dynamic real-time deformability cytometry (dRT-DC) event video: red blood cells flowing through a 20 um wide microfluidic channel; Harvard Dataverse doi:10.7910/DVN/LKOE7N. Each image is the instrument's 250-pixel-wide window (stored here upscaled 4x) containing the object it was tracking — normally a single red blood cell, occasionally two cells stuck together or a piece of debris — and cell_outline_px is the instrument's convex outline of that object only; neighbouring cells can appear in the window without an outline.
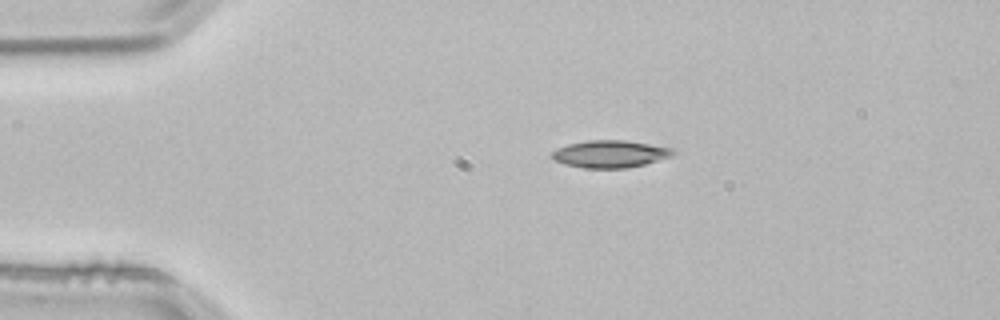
{"species": "common noctule bat (a hibernating species)", "species_latin": "Nyctalus noctula", "temperature_condition": "room temperature", "stored_images_in_passage": 3, "camera_frame_rate_fps": 3000, "um_per_image_px": 0.085, "animal": {"sex": "male", "body_mass_g": 21.5, "forearm_length_mm": 52.0}, "frame": {"image": 1, "passage_image": 2, "time_ms": 0.333, "image_size_px": [1000, 320], "cell_outline_px": [[676, 152], [672, 156], [644, 164], [628, 168], [584, 168], [564, 164], [552, 160], [552, 152], [556, 148], [568, 144], [588, 140], [624, 140], [672, 148]], "centroid_in_image_um": [51.83, 13.09], "position_along_channel_um": 33.2, "area_um2": 19.25}}